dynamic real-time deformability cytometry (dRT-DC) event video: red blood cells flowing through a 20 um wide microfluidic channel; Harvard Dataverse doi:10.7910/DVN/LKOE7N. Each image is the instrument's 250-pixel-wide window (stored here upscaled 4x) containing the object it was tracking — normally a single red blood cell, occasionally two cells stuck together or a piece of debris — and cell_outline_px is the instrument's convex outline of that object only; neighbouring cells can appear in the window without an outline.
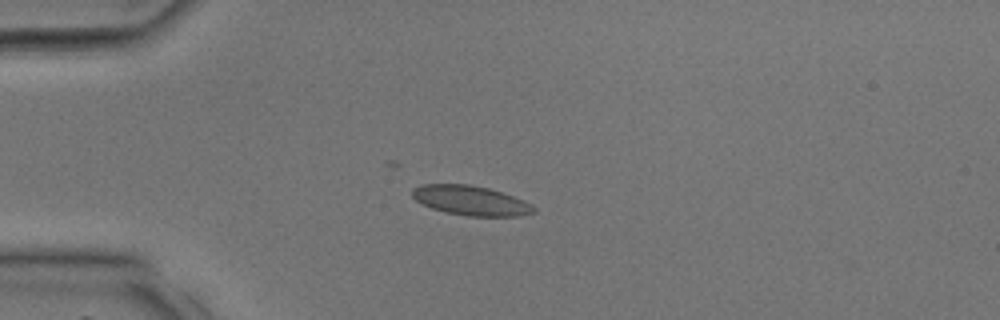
{"species": "common noctule bat (a hibernating species)", "species_latin": "Nyctalus noctula", "temperature_condition": "room temperature", "stored_images_in_passage": 29, "camera_frame_rate_fps": 3000, "um_per_image_px": 0.085, "animal": {"sex": "male", "body_mass_g": 17.9, "forearm_length_mm": 54.2}, "frame": {"image": 1, "passage_image": 1, "time_ms": 0.0, "image_size_px": [1000, 320], "cell_outline_px": [[536, 212], [520, 216], [468, 216], [448, 212], [432, 208], [416, 200], [412, 196], [412, 188], [420, 184], [468, 184], [488, 188], [524, 200], [532, 204], [536, 208]], "centroid_in_image_um": [40.03, 17.04], "position_along_channel_um": 45.0, "area_um2": 20.87}}
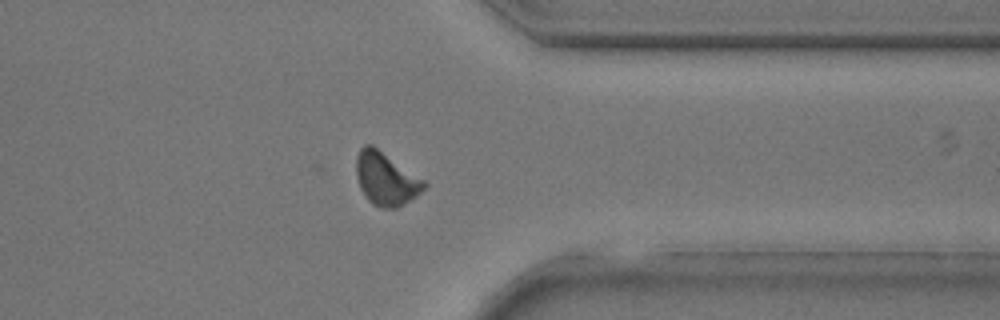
{"frame": {"image": 2, "passage_image": 21, "time_ms": 6.667, "image_size_px": [1000, 320], "cell_outline_px": [[428, 184], [416, 196], [396, 208], [380, 208], [372, 204], [368, 200], [360, 188], [356, 176], [356, 156], [360, 148], [364, 144], [372, 144], [424, 180]], "centroid_in_image_um": [32.77, 15.19], "position_along_channel_um": 378.6, "area_um2": 20.87}}
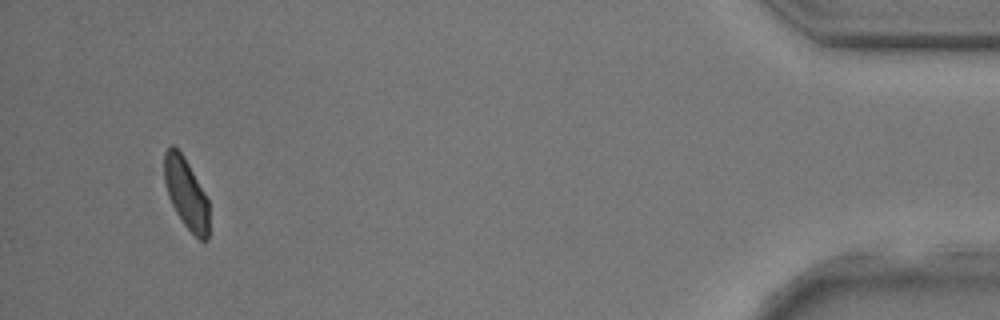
{"frame": {"image": 3, "passage_image": 27, "time_ms": 8.667, "image_size_px": [1000, 320], "cell_outline_px": [[208, 240], [204, 244], [184, 224], [176, 212], [168, 196], [164, 180], [164, 152], [172, 144], [184, 156], [204, 192], [208, 200]], "centroid_in_image_um": [15.82, 16.44], "position_along_channel_um": 419.4, "area_um2": 18.26}}